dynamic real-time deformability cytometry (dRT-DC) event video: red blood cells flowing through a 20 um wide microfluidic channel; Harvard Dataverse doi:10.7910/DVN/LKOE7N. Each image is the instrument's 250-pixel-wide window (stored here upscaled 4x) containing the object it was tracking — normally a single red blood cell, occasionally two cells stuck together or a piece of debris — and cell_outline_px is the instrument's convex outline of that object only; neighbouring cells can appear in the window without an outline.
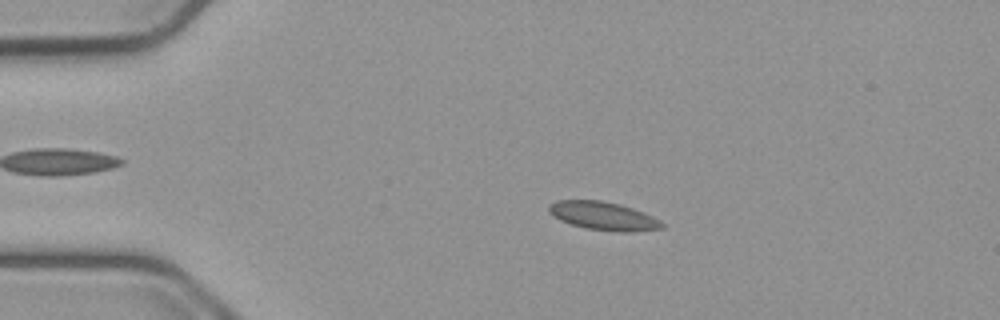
{"species": "common noctule bat (a hibernating species)", "species_latin": "Nyctalus noctula", "temperature_condition": "cold", "stored_images_in_passage": 55, "camera_frame_rate_fps": 3000, "um_per_image_px": 0.085, "animal": {"sex": "male", "body_mass_g": 23.1, "forearm_length_mm": 52.7}, "frame": {"image": 1, "passage_image": 12, "time_ms": 3.667, "image_size_px": [1000, 320], "cell_outline_px": [[664, 228], [632, 232], [616, 232], [584, 228], [560, 220], [552, 216], [548, 212], [548, 204], [556, 200], [600, 200], [620, 204], [632, 208], [652, 216], [660, 220], [664, 224]], "centroid_in_image_um": [51.26, 18.36], "position_along_channel_um": 33.7, "area_um2": 18.84}}
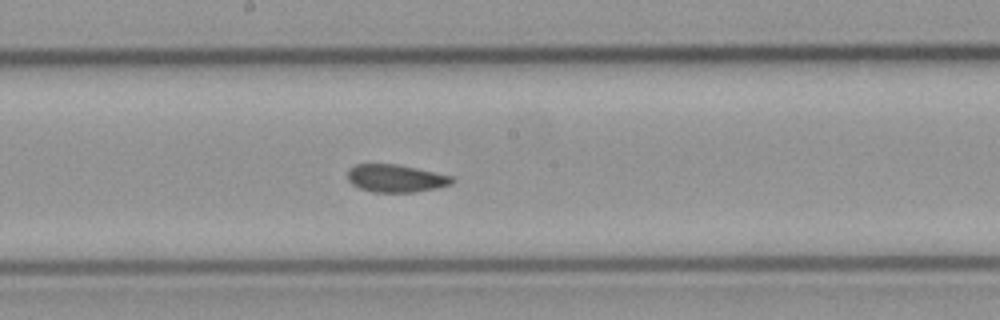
{"frame": {"image": 2, "passage_image": 30, "time_ms": 9.667, "image_size_px": [1000, 320], "cell_outline_px": [[456, 180], [452, 184], [436, 188], [416, 192], [372, 192], [360, 188], [352, 184], [348, 180], [348, 168], [356, 164], [396, 164], [416, 168], [452, 176]], "centroid_in_image_um": [33.64, 15.16], "position_along_channel_um": 214.6, "area_um2": 16.88}}
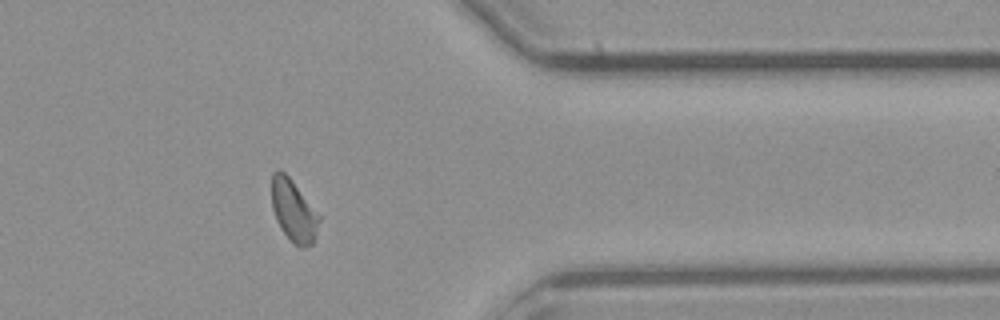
{"frame": {"image": 3, "passage_image": 45, "time_ms": 14.667, "image_size_px": [1000, 320], "cell_outline_px": [[320, 220], [312, 244], [304, 248], [300, 248], [280, 228], [276, 220], [272, 208], [272, 172], [284, 172], [288, 176], [320, 216]], "centroid_in_image_um": [24.95, 17.94], "position_along_channel_um": 386.5, "area_um2": 16.59}, "authors_computed_cell_mechanics": {"area_um2": 17.5712, "velocity_mm_per_s": 3.7573, "shape_relaxation_time_tau1_ms": null, "shape_relaxation_time_tau2_ms": 1.6737, "deformation_change_tau1": null, "deformation_change_tau2": 0.0568}}